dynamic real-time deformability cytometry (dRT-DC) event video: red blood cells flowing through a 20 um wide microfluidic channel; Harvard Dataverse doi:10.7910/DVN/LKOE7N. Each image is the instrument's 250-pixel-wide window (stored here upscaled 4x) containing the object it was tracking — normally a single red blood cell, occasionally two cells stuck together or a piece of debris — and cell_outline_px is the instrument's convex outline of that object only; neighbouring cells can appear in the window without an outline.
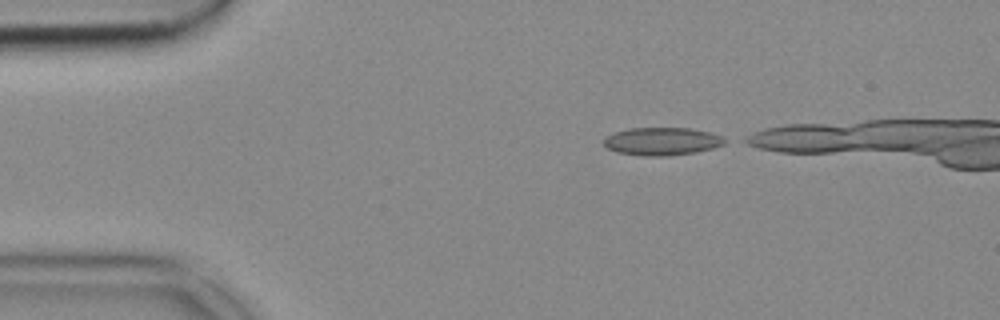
{"species": "common noctule bat (a hibernating species)", "species_latin": "Nyctalus noctula", "temperature_condition": "cold", "stored_images_in_passage": 18, "camera_frame_rate_fps": 3000, "um_per_image_px": 0.085, "animal": {"sex": "female", "body_mass_g": 18.4}, "frame": {"image": 1, "passage_image": 1, "time_ms": 0.0, "image_size_px": [1000, 320], "cell_outline_px": [[732, 140], [724, 144], [712, 148], [696, 152], [668, 156], [644, 156], [616, 152], [608, 148], [604, 144], [604, 136], [628, 128], [692, 128], [712, 132], [724, 136]], "centroid_in_image_um": [56.34, 12.01], "position_along_channel_um": 28.7, "area_um2": 20.0}}
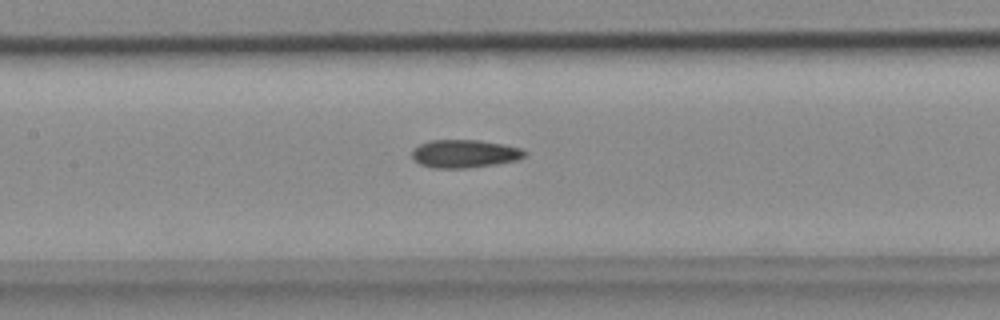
{"frame": {"image": 2, "passage_image": 16, "time_ms": 5.0, "image_size_px": [1000, 320], "cell_outline_px": [[528, 152], [524, 156], [516, 160], [496, 164], [464, 168], [432, 168], [420, 164], [412, 156], [412, 152], [420, 144], [432, 140], [480, 140], [504, 144], [524, 148]], "centroid_in_image_um": [39.54, 13.06], "position_along_channel_um": 167.9, "area_um2": 18.38}}